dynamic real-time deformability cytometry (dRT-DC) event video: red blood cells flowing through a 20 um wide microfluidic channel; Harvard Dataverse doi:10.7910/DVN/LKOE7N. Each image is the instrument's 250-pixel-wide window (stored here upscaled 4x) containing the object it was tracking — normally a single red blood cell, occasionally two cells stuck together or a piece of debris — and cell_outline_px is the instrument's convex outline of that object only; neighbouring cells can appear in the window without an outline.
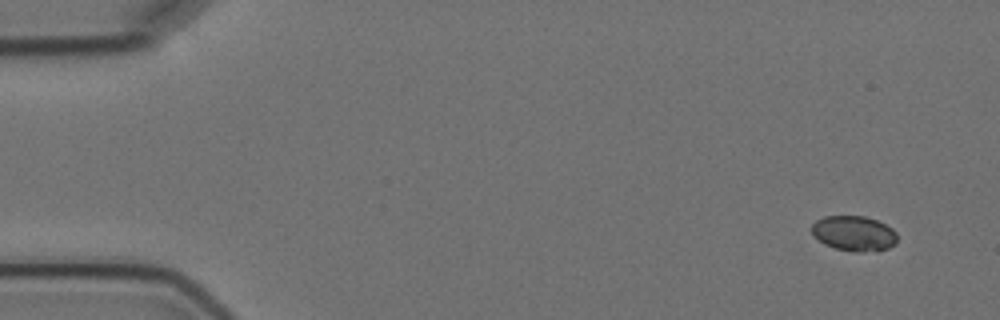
{"species": "Egyptian fruit bat (a non-hibernating species)", "species_latin": "Rousettus aegyptiacus", "temperature_condition": "cold", "stored_images_in_passage": 6, "camera_frame_rate_fps": 3000, "um_per_image_px": 0.085, "animal": {"sex": "female"}, "frame": {"image": 1, "passage_image": 1, "time_ms": 0.0, "image_size_px": [1000, 320], "cell_outline_px": [[896, 244], [888, 248], [876, 252], [852, 252], [836, 248], [824, 244], [812, 232], [812, 224], [816, 220], [824, 216], [864, 216], [876, 220], [892, 228], [896, 232]], "centroid_in_image_um": [72.61, 19.85], "position_along_channel_um": 12.4, "area_um2": 17.57}}
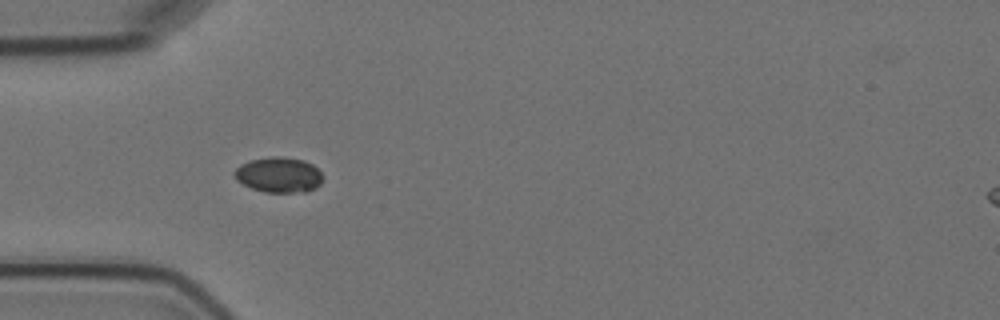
{"frame": {"image": 2, "passage_image": 5, "time_ms": 4.667, "image_size_px": [1000, 320], "cell_outline_px": [[324, 176], [320, 184], [316, 188], [304, 192], [264, 192], [252, 188], [236, 180], [232, 172], [240, 164], [248, 160], [268, 156], [284, 156], [304, 160], [312, 164]], "centroid_in_image_um": [23.68, 14.84], "position_along_channel_um": 61.3, "area_um2": 18.5}}
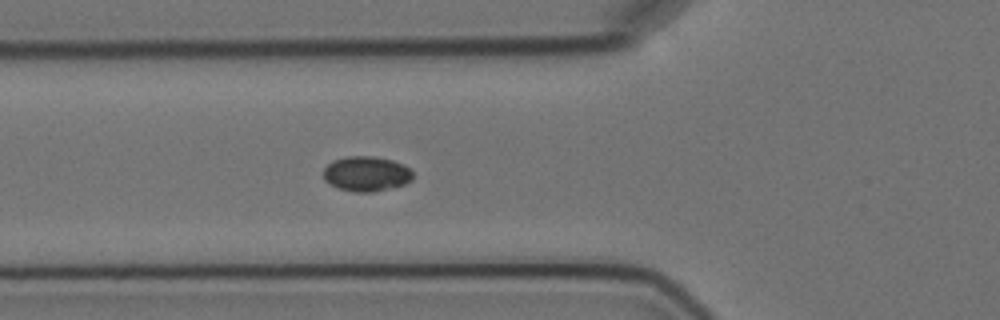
{"frame": {"image": 3, "passage_image": 6, "time_ms": 5.667, "image_size_px": [1000, 320], "cell_outline_px": [[412, 180], [404, 184], [372, 192], [352, 192], [340, 188], [324, 180], [324, 168], [332, 160], [348, 156], [372, 156], [392, 160], [404, 164], [412, 172]], "centroid_in_image_um": [31.13, 14.76], "position_along_channel_um": 94.7, "area_um2": 18.09}}